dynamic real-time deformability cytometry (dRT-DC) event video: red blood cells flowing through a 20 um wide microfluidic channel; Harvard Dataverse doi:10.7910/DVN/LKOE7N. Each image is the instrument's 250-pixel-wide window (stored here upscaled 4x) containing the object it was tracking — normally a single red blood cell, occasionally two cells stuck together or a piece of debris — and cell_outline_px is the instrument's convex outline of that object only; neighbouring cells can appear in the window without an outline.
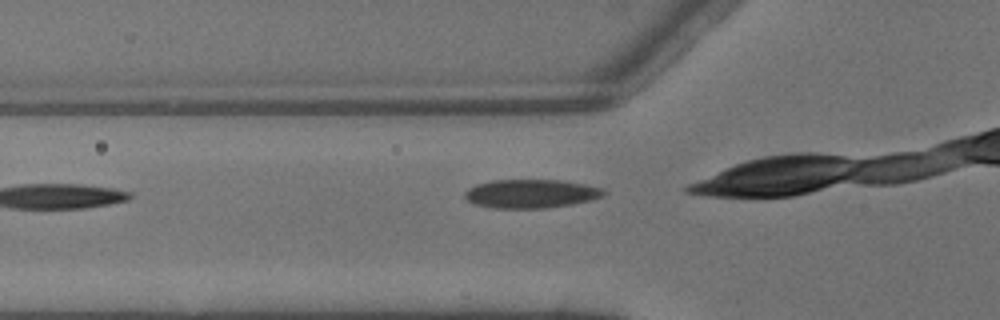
{"species": "common noctule bat (a hibernating species)", "species_latin": "Nyctalus noctula", "temperature_condition": "warm", "stored_images_in_passage": 3, "camera_frame_rate_fps": 3000, "um_per_image_px": 0.085, "animal": {"sex": "male", "body_mass_g": 13.3}, "frame": {"image": 1, "passage_image": 2, "time_ms": 0.333, "image_size_px": [1000, 320], "cell_outline_px": [[608, 192], [604, 196], [592, 200], [572, 204], [548, 208], [492, 208], [472, 204], [464, 196], [464, 192], [468, 188], [476, 184], [492, 180], [560, 180], [584, 184], [604, 188]], "centroid_in_image_um": [45.15, 16.47], "position_along_channel_um": 80.7, "area_um2": 23.52}}